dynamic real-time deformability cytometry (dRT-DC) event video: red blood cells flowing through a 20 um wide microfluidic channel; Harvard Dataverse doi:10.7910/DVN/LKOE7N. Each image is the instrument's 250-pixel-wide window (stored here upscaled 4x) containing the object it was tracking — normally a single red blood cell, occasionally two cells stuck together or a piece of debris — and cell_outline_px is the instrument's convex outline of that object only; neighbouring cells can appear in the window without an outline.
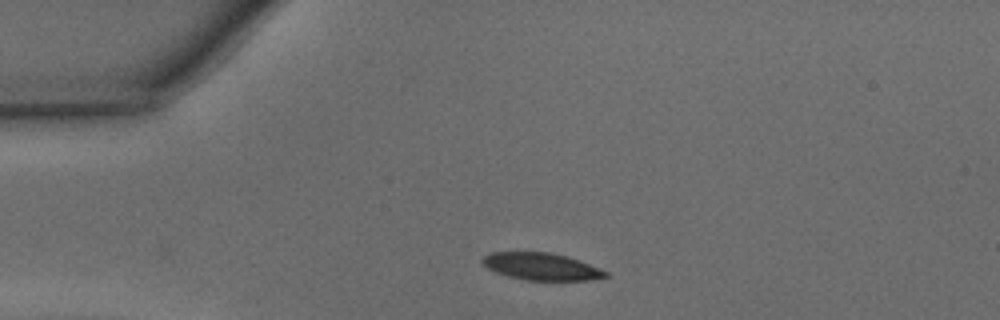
{"species": "common noctule bat (a hibernating species)", "species_latin": "Nyctalus noctula", "temperature_condition": "warm", "stored_images_in_passage": 28, "camera_frame_rate_fps": 3000, "um_per_image_px": 0.085, "animal": {"sex": "male", "body_mass_g": 15.6}, "frame": {"image": 1, "passage_image": 1, "time_ms": 0.0, "image_size_px": [1000, 320], "cell_outline_px": [[608, 276], [592, 280], [528, 280], [508, 276], [496, 272], [488, 268], [480, 260], [488, 252], [548, 252], [568, 256], [580, 260], [600, 268], [608, 272]], "centroid_in_image_um": [46.03, 22.64], "position_along_channel_um": 39.0, "area_um2": 19.54}}
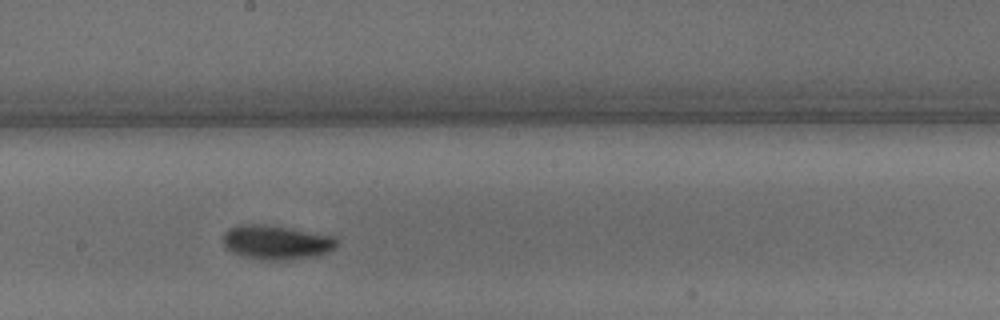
{"frame": {"image": 2, "passage_image": 16, "time_ms": 5.0, "image_size_px": [1000, 320], "cell_outline_px": [[340, 244], [336, 248], [328, 252], [316, 256], [292, 260], [260, 260], [244, 256], [232, 252], [224, 244], [224, 232], [228, 228], [240, 224], [264, 224], [288, 228], [332, 236], [340, 240]], "centroid_in_image_um": [23.53, 20.61], "position_along_channel_um": 224.7, "area_um2": 22.83}}
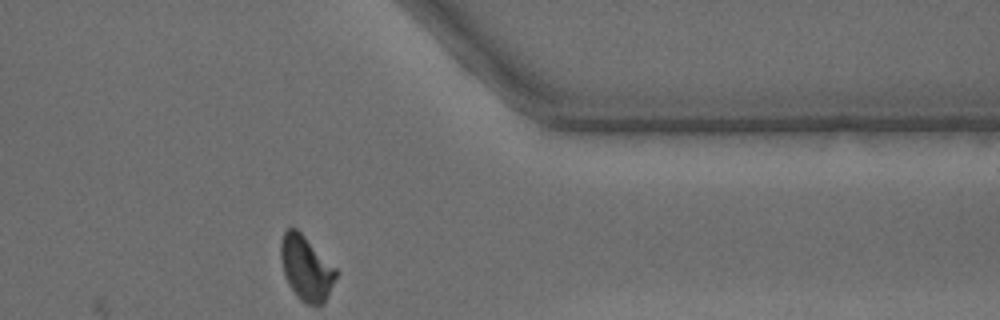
{"frame": {"image": 3, "passage_image": 28, "time_ms": 9.0, "image_size_px": [1000, 320], "cell_outline_px": [[336, 276], [324, 304], [308, 304], [300, 300], [296, 296], [288, 284], [284, 276], [280, 260], [280, 240], [284, 232], [288, 228], [296, 228], [336, 268]], "centroid_in_image_um": [25.98, 22.79], "position_along_channel_um": 385.4, "area_um2": 20.63}, "authors_computed_cell_mechanics": {"area_um2": 21.0392, "velocity_mm_per_s": 4.3362, "shape_relaxation_time_tau1_ms": 2.574, "shape_relaxation_time_tau2_ms": 1.6948, "deformation_change_tau1": 0.1187, "deformation_change_tau2": 0.0617}}